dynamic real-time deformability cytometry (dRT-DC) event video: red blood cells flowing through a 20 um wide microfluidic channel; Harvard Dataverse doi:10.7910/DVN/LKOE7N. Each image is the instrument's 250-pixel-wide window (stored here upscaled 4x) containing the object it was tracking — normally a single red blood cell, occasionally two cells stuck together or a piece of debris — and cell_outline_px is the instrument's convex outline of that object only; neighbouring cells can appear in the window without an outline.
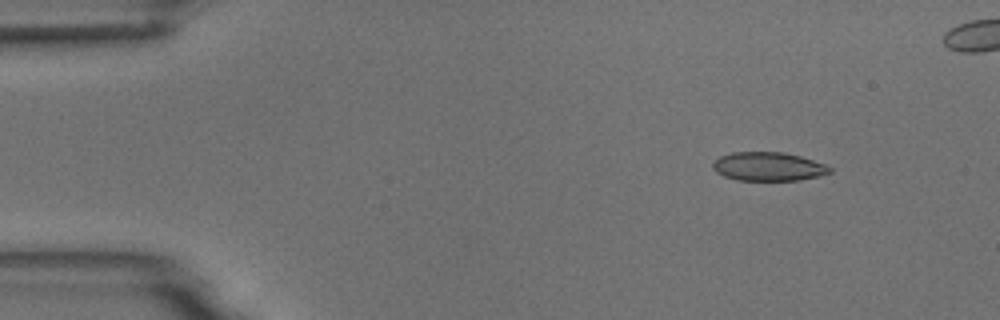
{"species": "common noctule bat (a hibernating species)", "species_latin": "Nyctalus noctula", "temperature_condition": "room temperature", "stored_images_in_passage": 5, "camera_frame_rate_fps": 3000, "um_per_image_px": 0.085, "animal": {"sex": "male", "body_mass_g": 18.8}, "frame": {"image": 1, "passage_image": 1, "time_ms": 0.0, "image_size_px": [1000, 320], "cell_outline_px": [[832, 172], [820, 176], [800, 180], [736, 180], [724, 176], [716, 172], [712, 168], [712, 164], [720, 156], [732, 152], [784, 152], [800, 156], [824, 164], [832, 168]], "centroid_in_image_um": [65.31, 14.16], "position_along_channel_um": 19.7, "area_um2": 19.59}}